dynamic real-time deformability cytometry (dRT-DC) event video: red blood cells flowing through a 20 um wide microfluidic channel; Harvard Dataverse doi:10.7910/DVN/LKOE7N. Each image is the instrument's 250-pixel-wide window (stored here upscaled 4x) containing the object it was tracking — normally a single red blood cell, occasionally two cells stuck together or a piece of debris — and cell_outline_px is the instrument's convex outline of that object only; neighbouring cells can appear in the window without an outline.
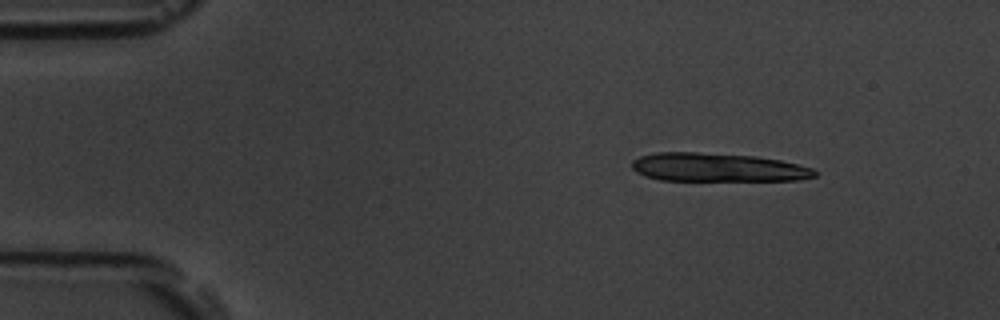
{"species": "common noctule bat (a hibernating species)", "species_latin": "Nyctalus noctula", "temperature_condition": "room temperature", "stored_images_in_passage": 14, "camera_frame_rate_fps": 3000, "um_per_image_px": 0.085, "animal": {"sex": "male", "body_mass_g": 19.5, "forearm_length_mm": 54.6}, "frame": {"image": 1, "passage_image": 6, "time_ms": 1.667, "image_size_px": [1000, 320], "cell_outline_px": [[816, 176], [800, 180], [660, 180], [644, 176], [636, 172], [632, 168], [632, 160], [640, 156], [656, 152], [696, 152], [756, 156], [780, 160], [812, 168], [816, 172]], "centroid_in_image_um": [60.96, 14.22], "position_along_channel_um": 24.0, "area_um2": 30.35}}